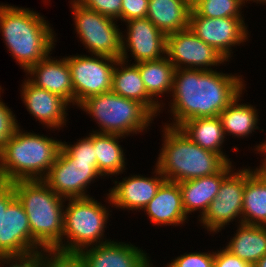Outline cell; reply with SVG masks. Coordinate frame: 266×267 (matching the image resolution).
Masks as SVG:
<instances>
[{
	"instance_id": "f546056e",
	"label": "cell",
	"mask_w": 266,
	"mask_h": 267,
	"mask_svg": "<svg viewBox=\"0 0 266 267\" xmlns=\"http://www.w3.org/2000/svg\"><path fill=\"white\" fill-rule=\"evenodd\" d=\"M246 0H202L193 10L206 18L244 17Z\"/></svg>"
},
{
	"instance_id": "cb8c5ba5",
	"label": "cell",
	"mask_w": 266,
	"mask_h": 267,
	"mask_svg": "<svg viewBox=\"0 0 266 267\" xmlns=\"http://www.w3.org/2000/svg\"><path fill=\"white\" fill-rule=\"evenodd\" d=\"M178 128L203 149L219 154L227 163H235L223 149L227 140L218 116L189 119Z\"/></svg>"
},
{
	"instance_id": "1f68e13d",
	"label": "cell",
	"mask_w": 266,
	"mask_h": 267,
	"mask_svg": "<svg viewBox=\"0 0 266 267\" xmlns=\"http://www.w3.org/2000/svg\"><path fill=\"white\" fill-rule=\"evenodd\" d=\"M40 251L44 254L45 267H85L79 252L57 248H44Z\"/></svg>"
},
{
	"instance_id": "52a82bcc",
	"label": "cell",
	"mask_w": 266,
	"mask_h": 267,
	"mask_svg": "<svg viewBox=\"0 0 266 267\" xmlns=\"http://www.w3.org/2000/svg\"><path fill=\"white\" fill-rule=\"evenodd\" d=\"M100 202L93 195L66 199L64 205L62 250L75 251L111 240L105 234L111 226L112 204L108 193ZM105 197V198H104ZM103 199L105 204L101 201ZM107 204V205H106Z\"/></svg>"
},
{
	"instance_id": "4316f807",
	"label": "cell",
	"mask_w": 266,
	"mask_h": 267,
	"mask_svg": "<svg viewBox=\"0 0 266 267\" xmlns=\"http://www.w3.org/2000/svg\"><path fill=\"white\" fill-rule=\"evenodd\" d=\"M135 65L140 71L148 95L162 107L167 101L165 98H169L172 92L174 65L167 56L157 60L138 62ZM163 98L164 100H160Z\"/></svg>"
},
{
	"instance_id": "5b68a950",
	"label": "cell",
	"mask_w": 266,
	"mask_h": 267,
	"mask_svg": "<svg viewBox=\"0 0 266 267\" xmlns=\"http://www.w3.org/2000/svg\"><path fill=\"white\" fill-rule=\"evenodd\" d=\"M11 183L16 198L28 216L33 242L40 249L62 250L66 199L57 195L42 179L18 180Z\"/></svg>"
},
{
	"instance_id": "30bf717a",
	"label": "cell",
	"mask_w": 266,
	"mask_h": 267,
	"mask_svg": "<svg viewBox=\"0 0 266 267\" xmlns=\"http://www.w3.org/2000/svg\"><path fill=\"white\" fill-rule=\"evenodd\" d=\"M68 55L65 58L72 77L75 109L87 98L111 91L112 75L118 59L83 52Z\"/></svg>"
},
{
	"instance_id": "8fae6325",
	"label": "cell",
	"mask_w": 266,
	"mask_h": 267,
	"mask_svg": "<svg viewBox=\"0 0 266 267\" xmlns=\"http://www.w3.org/2000/svg\"><path fill=\"white\" fill-rule=\"evenodd\" d=\"M245 22V17L206 18L191 9L188 27L231 63L236 47L251 40V31Z\"/></svg>"
},
{
	"instance_id": "5bb4252c",
	"label": "cell",
	"mask_w": 266,
	"mask_h": 267,
	"mask_svg": "<svg viewBox=\"0 0 266 267\" xmlns=\"http://www.w3.org/2000/svg\"><path fill=\"white\" fill-rule=\"evenodd\" d=\"M124 25L126 28L121 36V60L136 64L166 56V35L148 18L131 19L124 22L122 26Z\"/></svg>"
},
{
	"instance_id": "4fadbf2b",
	"label": "cell",
	"mask_w": 266,
	"mask_h": 267,
	"mask_svg": "<svg viewBox=\"0 0 266 267\" xmlns=\"http://www.w3.org/2000/svg\"><path fill=\"white\" fill-rule=\"evenodd\" d=\"M166 56L175 69L214 70L228 61L188 27L166 35Z\"/></svg>"
},
{
	"instance_id": "7402d4cb",
	"label": "cell",
	"mask_w": 266,
	"mask_h": 267,
	"mask_svg": "<svg viewBox=\"0 0 266 267\" xmlns=\"http://www.w3.org/2000/svg\"><path fill=\"white\" fill-rule=\"evenodd\" d=\"M247 90L245 89L239 96H237L218 117L221 120L225 137L240 140L251 137L256 131H264L258 125L260 124L259 109L257 105L246 103L242 97ZM242 102V103H241ZM230 136V137H229ZM240 138V139H239Z\"/></svg>"
},
{
	"instance_id": "d6a6232c",
	"label": "cell",
	"mask_w": 266,
	"mask_h": 267,
	"mask_svg": "<svg viewBox=\"0 0 266 267\" xmlns=\"http://www.w3.org/2000/svg\"><path fill=\"white\" fill-rule=\"evenodd\" d=\"M170 261V262H169ZM162 267H214V249L201 252H185L169 260ZM155 267H158L155 265Z\"/></svg>"
},
{
	"instance_id": "6da1fadb",
	"label": "cell",
	"mask_w": 266,
	"mask_h": 267,
	"mask_svg": "<svg viewBox=\"0 0 266 267\" xmlns=\"http://www.w3.org/2000/svg\"><path fill=\"white\" fill-rule=\"evenodd\" d=\"M221 70L175 69L168 104L160 111L171 117L161 123L178 128L189 119L215 117L225 110L247 88V82L243 74Z\"/></svg>"
},
{
	"instance_id": "8992f818",
	"label": "cell",
	"mask_w": 266,
	"mask_h": 267,
	"mask_svg": "<svg viewBox=\"0 0 266 267\" xmlns=\"http://www.w3.org/2000/svg\"><path fill=\"white\" fill-rule=\"evenodd\" d=\"M95 122V133L124 137L149 132L156 117L140 102L124 98L112 91L91 96L78 107ZM98 127V128H97ZM97 128V129H96ZM148 130V131H147Z\"/></svg>"
},
{
	"instance_id": "7c38bea8",
	"label": "cell",
	"mask_w": 266,
	"mask_h": 267,
	"mask_svg": "<svg viewBox=\"0 0 266 267\" xmlns=\"http://www.w3.org/2000/svg\"><path fill=\"white\" fill-rule=\"evenodd\" d=\"M98 179L105 178L99 173L97 163L73 162L60 149L54 164L42 180L57 195L69 199L90 197L89 188Z\"/></svg>"
},
{
	"instance_id": "7bdbcfd3",
	"label": "cell",
	"mask_w": 266,
	"mask_h": 267,
	"mask_svg": "<svg viewBox=\"0 0 266 267\" xmlns=\"http://www.w3.org/2000/svg\"><path fill=\"white\" fill-rule=\"evenodd\" d=\"M247 4H253L256 3V6L259 4L260 6L266 5V0H246Z\"/></svg>"
},
{
	"instance_id": "60d3db41",
	"label": "cell",
	"mask_w": 266,
	"mask_h": 267,
	"mask_svg": "<svg viewBox=\"0 0 266 267\" xmlns=\"http://www.w3.org/2000/svg\"><path fill=\"white\" fill-rule=\"evenodd\" d=\"M256 170L266 179V165L260 164L256 166Z\"/></svg>"
},
{
	"instance_id": "ffe728a7",
	"label": "cell",
	"mask_w": 266,
	"mask_h": 267,
	"mask_svg": "<svg viewBox=\"0 0 266 267\" xmlns=\"http://www.w3.org/2000/svg\"><path fill=\"white\" fill-rule=\"evenodd\" d=\"M153 226H184L190 218L186 215L177 182L165 180L156 195L142 210ZM189 218V219H188Z\"/></svg>"
},
{
	"instance_id": "836d02e7",
	"label": "cell",
	"mask_w": 266,
	"mask_h": 267,
	"mask_svg": "<svg viewBox=\"0 0 266 267\" xmlns=\"http://www.w3.org/2000/svg\"><path fill=\"white\" fill-rule=\"evenodd\" d=\"M4 91V88L0 85V149L21 124L18 122L17 115L13 112L14 110L9 108L8 103H5L2 99Z\"/></svg>"
},
{
	"instance_id": "ba28073f",
	"label": "cell",
	"mask_w": 266,
	"mask_h": 267,
	"mask_svg": "<svg viewBox=\"0 0 266 267\" xmlns=\"http://www.w3.org/2000/svg\"><path fill=\"white\" fill-rule=\"evenodd\" d=\"M74 33L89 55L121 58V36L124 27L118 21L84 8L76 0H69Z\"/></svg>"
},
{
	"instance_id": "484cf974",
	"label": "cell",
	"mask_w": 266,
	"mask_h": 267,
	"mask_svg": "<svg viewBox=\"0 0 266 267\" xmlns=\"http://www.w3.org/2000/svg\"><path fill=\"white\" fill-rule=\"evenodd\" d=\"M235 227L224 247L253 266L266 254V226L242 223Z\"/></svg>"
},
{
	"instance_id": "74e56055",
	"label": "cell",
	"mask_w": 266,
	"mask_h": 267,
	"mask_svg": "<svg viewBox=\"0 0 266 267\" xmlns=\"http://www.w3.org/2000/svg\"><path fill=\"white\" fill-rule=\"evenodd\" d=\"M214 267H253L227 250L224 245L214 250Z\"/></svg>"
},
{
	"instance_id": "f1b7e54d",
	"label": "cell",
	"mask_w": 266,
	"mask_h": 267,
	"mask_svg": "<svg viewBox=\"0 0 266 267\" xmlns=\"http://www.w3.org/2000/svg\"><path fill=\"white\" fill-rule=\"evenodd\" d=\"M242 223L266 226V179L257 170L245 180Z\"/></svg>"
},
{
	"instance_id": "8d00e7d4",
	"label": "cell",
	"mask_w": 266,
	"mask_h": 267,
	"mask_svg": "<svg viewBox=\"0 0 266 267\" xmlns=\"http://www.w3.org/2000/svg\"><path fill=\"white\" fill-rule=\"evenodd\" d=\"M149 0H122L121 23L131 19L146 18Z\"/></svg>"
},
{
	"instance_id": "83f0119b",
	"label": "cell",
	"mask_w": 266,
	"mask_h": 267,
	"mask_svg": "<svg viewBox=\"0 0 266 267\" xmlns=\"http://www.w3.org/2000/svg\"><path fill=\"white\" fill-rule=\"evenodd\" d=\"M190 12L186 0H149L146 18L168 35L188 28Z\"/></svg>"
},
{
	"instance_id": "4dcf8cb0",
	"label": "cell",
	"mask_w": 266,
	"mask_h": 267,
	"mask_svg": "<svg viewBox=\"0 0 266 267\" xmlns=\"http://www.w3.org/2000/svg\"><path fill=\"white\" fill-rule=\"evenodd\" d=\"M86 135L83 138H77L76 142L61 141V149L73 162L97 163L95 147L93 145V132L90 131Z\"/></svg>"
},
{
	"instance_id": "9c48e42d",
	"label": "cell",
	"mask_w": 266,
	"mask_h": 267,
	"mask_svg": "<svg viewBox=\"0 0 266 267\" xmlns=\"http://www.w3.org/2000/svg\"><path fill=\"white\" fill-rule=\"evenodd\" d=\"M247 166L242 165L237 169L235 167L223 179L215 199L210 203L205 214L198 219L200 228H204L209 237L221 233L234 222H236L235 225L242 224L245 180L256 170V166Z\"/></svg>"
},
{
	"instance_id": "7a4b0ae2",
	"label": "cell",
	"mask_w": 266,
	"mask_h": 267,
	"mask_svg": "<svg viewBox=\"0 0 266 267\" xmlns=\"http://www.w3.org/2000/svg\"><path fill=\"white\" fill-rule=\"evenodd\" d=\"M52 26L33 8L0 2V36L23 72L55 51L58 35Z\"/></svg>"
},
{
	"instance_id": "e0dca14e",
	"label": "cell",
	"mask_w": 266,
	"mask_h": 267,
	"mask_svg": "<svg viewBox=\"0 0 266 267\" xmlns=\"http://www.w3.org/2000/svg\"><path fill=\"white\" fill-rule=\"evenodd\" d=\"M131 242L111 239L79 251L85 267H155L147 251Z\"/></svg>"
},
{
	"instance_id": "e575fe53",
	"label": "cell",
	"mask_w": 266,
	"mask_h": 267,
	"mask_svg": "<svg viewBox=\"0 0 266 267\" xmlns=\"http://www.w3.org/2000/svg\"><path fill=\"white\" fill-rule=\"evenodd\" d=\"M84 8L108 16L121 23L122 0H76Z\"/></svg>"
},
{
	"instance_id": "d590c367",
	"label": "cell",
	"mask_w": 266,
	"mask_h": 267,
	"mask_svg": "<svg viewBox=\"0 0 266 267\" xmlns=\"http://www.w3.org/2000/svg\"><path fill=\"white\" fill-rule=\"evenodd\" d=\"M0 267H45L41 251L23 256H0Z\"/></svg>"
},
{
	"instance_id": "9a60e30c",
	"label": "cell",
	"mask_w": 266,
	"mask_h": 267,
	"mask_svg": "<svg viewBox=\"0 0 266 267\" xmlns=\"http://www.w3.org/2000/svg\"><path fill=\"white\" fill-rule=\"evenodd\" d=\"M149 174L130 173L122 179L112 178L113 185L107 190L114 210L131 213L142 212L150 200L156 195L161 184L166 180L158 168L154 165ZM118 178V179H117ZM120 179V180H119Z\"/></svg>"
},
{
	"instance_id": "f6af8a7d",
	"label": "cell",
	"mask_w": 266,
	"mask_h": 267,
	"mask_svg": "<svg viewBox=\"0 0 266 267\" xmlns=\"http://www.w3.org/2000/svg\"><path fill=\"white\" fill-rule=\"evenodd\" d=\"M45 3H50V5H51V0H43L44 5H45Z\"/></svg>"
},
{
	"instance_id": "d4e9b609",
	"label": "cell",
	"mask_w": 266,
	"mask_h": 267,
	"mask_svg": "<svg viewBox=\"0 0 266 267\" xmlns=\"http://www.w3.org/2000/svg\"><path fill=\"white\" fill-rule=\"evenodd\" d=\"M124 136L116 134H103L93 132V145L97 159L98 171L106 179L110 180L113 176L127 174L128 158L127 151L121 144ZM121 140V141H120ZM125 172V173H124Z\"/></svg>"
},
{
	"instance_id": "ee69618b",
	"label": "cell",
	"mask_w": 266,
	"mask_h": 267,
	"mask_svg": "<svg viewBox=\"0 0 266 267\" xmlns=\"http://www.w3.org/2000/svg\"><path fill=\"white\" fill-rule=\"evenodd\" d=\"M202 0H186L188 6L193 9L198 3H200Z\"/></svg>"
},
{
	"instance_id": "277c9868",
	"label": "cell",
	"mask_w": 266,
	"mask_h": 267,
	"mask_svg": "<svg viewBox=\"0 0 266 267\" xmlns=\"http://www.w3.org/2000/svg\"><path fill=\"white\" fill-rule=\"evenodd\" d=\"M161 129L162 144L154 164L166 180L178 183L211 176L227 164L219 154L195 144L179 128L162 124Z\"/></svg>"
},
{
	"instance_id": "b9f144b4",
	"label": "cell",
	"mask_w": 266,
	"mask_h": 267,
	"mask_svg": "<svg viewBox=\"0 0 266 267\" xmlns=\"http://www.w3.org/2000/svg\"><path fill=\"white\" fill-rule=\"evenodd\" d=\"M253 267H266V254L259 261H257Z\"/></svg>"
},
{
	"instance_id": "ab89813d",
	"label": "cell",
	"mask_w": 266,
	"mask_h": 267,
	"mask_svg": "<svg viewBox=\"0 0 266 267\" xmlns=\"http://www.w3.org/2000/svg\"><path fill=\"white\" fill-rule=\"evenodd\" d=\"M250 149V151H253L256 155L259 154V156L262 158L260 163L266 165V138L258 144L255 143V146L251 145Z\"/></svg>"
},
{
	"instance_id": "f35d334b",
	"label": "cell",
	"mask_w": 266,
	"mask_h": 267,
	"mask_svg": "<svg viewBox=\"0 0 266 267\" xmlns=\"http://www.w3.org/2000/svg\"><path fill=\"white\" fill-rule=\"evenodd\" d=\"M16 198L15 189L10 182H0V222L1 213L6 210L8 205Z\"/></svg>"
},
{
	"instance_id": "2e32d148",
	"label": "cell",
	"mask_w": 266,
	"mask_h": 267,
	"mask_svg": "<svg viewBox=\"0 0 266 267\" xmlns=\"http://www.w3.org/2000/svg\"><path fill=\"white\" fill-rule=\"evenodd\" d=\"M23 80L19 85V94L27 114L38 121L42 128L49 129V132H63V128L68 127V110L72 109V106L59 95L34 86L26 78Z\"/></svg>"
},
{
	"instance_id": "d6986e66",
	"label": "cell",
	"mask_w": 266,
	"mask_h": 267,
	"mask_svg": "<svg viewBox=\"0 0 266 267\" xmlns=\"http://www.w3.org/2000/svg\"><path fill=\"white\" fill-rule=\"evenodd\" d=\"M50 53L24 73L34 86L59 95L74 108V89L67 59L64 56L53 57Z\"/></svg>"
},
{
	"instance_id": "603a6c76",
	"label": "cell",
	"mask_w": 266,
	"mask_h": 267,
	"mask_svg": "<svg viewBox=\"0 0 266 267\" xmlns=\"http://www.w3.org/2000/svg\"><path fill=\"white\" fill-rule=\"evenodd\" d=\"M111 91L142 103L157 119L160 116L161 107L148 95L140 71L135 64L117 60L112 75Z\"/></svg>"
},
{
	"instance_id": "44dd1931",
	"label": "cell",
	"mask_w": 266,
	"mask_h": 267,
	"mask_svg": "<svg viewBox=\"0 0 266 267\" xmlns=\"http://www.w3.org/2000/svg\"><path fill=\"white\" fill-rule=\"evenodd\" d=\"M234 164L227 163L218 173L211 176L178 182L183 209L188 217H194L193 214L197 213L198 220L205 214L215 199L221 182L236 167Z\"/></svg>"
},
{
	"instance_id": "ac0fdd59",
	"label": "cell",
	"mask_w": 266,
	"mask_h": 267,
	"mask_svg": "<svg viewBox=\"0 0 266 267\" xmlns=\"http://www.w3.org/2000/svg\"><path fill=\"white\" fill-rule=\"evenodd\" d=\"M40 250L31 238L28 216L15 198L1 213L0 256H23Z\"/></svg>"
},
{
	"instance_id": "3957f363",
	"label": "cell",
	"mask_w": 266,
	"mask_h": 267,
	"mask_svg": "<svg viewBox=\"0 0 266 267\" xmlns=\"http://www.w3.org/2000/svg\"><path fill=\"white\" fill-rule=\"evenodd\" d=\"M20 125L0 149L2 182L43 179L61 149L62 139Z\"/></svg>"
}]
</instances>
